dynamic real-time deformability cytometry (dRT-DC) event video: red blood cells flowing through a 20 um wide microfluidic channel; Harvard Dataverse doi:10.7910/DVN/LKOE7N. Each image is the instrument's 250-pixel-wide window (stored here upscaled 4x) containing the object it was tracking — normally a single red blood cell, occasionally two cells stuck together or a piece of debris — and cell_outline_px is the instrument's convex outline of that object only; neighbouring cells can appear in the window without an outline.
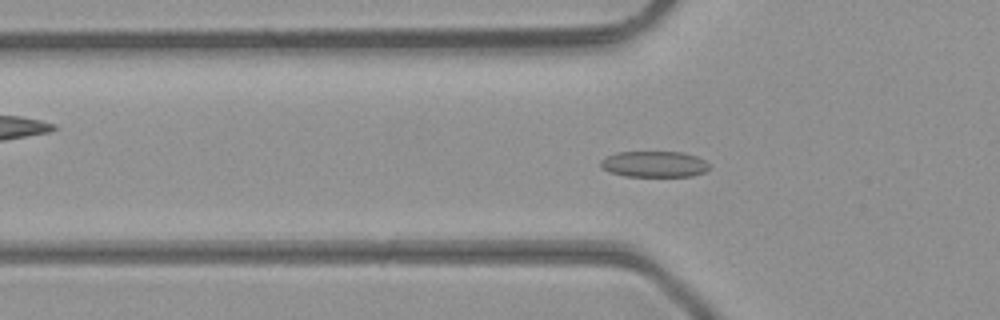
{"species": "common noctule bat (a hibernating species)", "species_latin": "Nyctalus noctula", "temperature_condition": "room temperature", "stored_images_in_passage": 48, "camera_frame_rate_fps": 3000, "um_per_image_px": 0.085, "animal": {"sex": "male", "body_mass_g": 23.1, "forearm_length_mm": 52.7}, "frame": {"image": 1, "passage_image": 16, "time_ms": 5.0, "image_size_px": [1000, 320], "cell_outline_px": [[708, 168], [704, 172], [692, 176], [624, 176], [608, 172], [600, 168], [600, 160], [616, 152], [684, 152], [696, 156], [704, 160], [708, 164]], "centroid_in_image_um": [55.56, 13.95], "position_along_channel_um": 70.2, "area_um2": 16.53}}
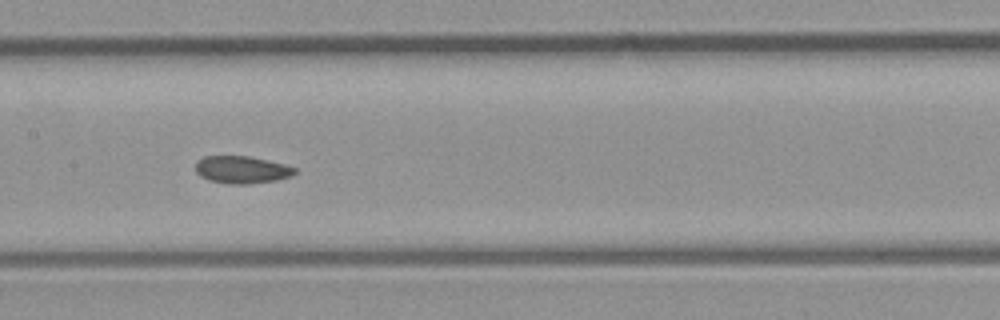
{"frame": {"image": 2, "passage_image": 24, "time_ms": 7.667, "image_size_px": [1000, 320], "cell_outline_px": [[296, 172], [292, 176], [276, 180], [248, 184], [228, 184], [208, 180], [200, 176], [196, 172], [196, 160], [204, 156], [248, 156], [268, 160], [284, 164], [296, 168]], "centroid_in_image_um": [20.53, 14.42], "position_along_channel_um": 186.9, "area_um2": 15.95}}
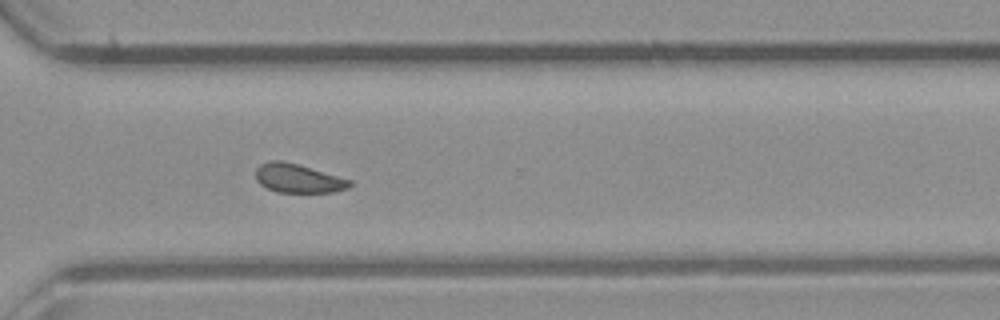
{"frame": {"image": 3, "passage_image": 35, "time_ms": 11.333, "image_size_px": [1000, 320], "cell_outline_px": [[352, 184], [348, 188], [332, 192], [276, 192], [260, 184], [256, 180], [256, 168], [260, 164], [272, 160], [280, 160], [300, 164], [352, 180]], "centroid_in_image_um": [25.34, 15.15], "position_along_channel_um": 345.3, "area_um2": 15.9}, "authors_computed_cell_mechanics": {"area_um2": 16.5019, "velocity_mm_per_s": 4.3314, "shape_relaxation_time_tau1_ms": 4.2765, "shape_relaxation_time_tau2_ms": 2.7928, "deformation_change_tau1": 0.0911, "deformation_change_tau2": 0.0683}}